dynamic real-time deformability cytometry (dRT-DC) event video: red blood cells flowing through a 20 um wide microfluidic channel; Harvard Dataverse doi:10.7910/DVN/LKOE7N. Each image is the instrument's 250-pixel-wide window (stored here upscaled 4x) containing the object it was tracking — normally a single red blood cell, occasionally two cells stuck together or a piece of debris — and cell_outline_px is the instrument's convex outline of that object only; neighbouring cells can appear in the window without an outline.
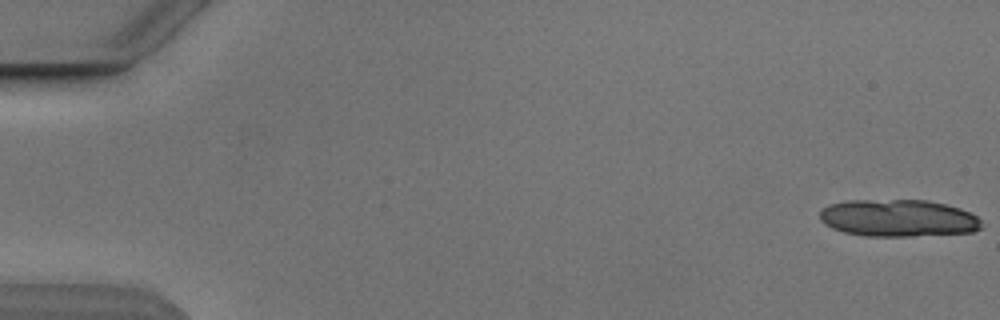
{"species": "Egyptian fruit bat (a non-hibernating species)", "species_latin": "Rousettus aegyptiacus", "temperature_condition": "cold", "stored_images_in_passage": 7, "camera_frame_rate_fps": 3000, "um_per_image_px": 0.085, "animal": {"sex": "male"}, "frame": {"image": 1, "passage_image": 1, "time_ms": 0.0, "image_size_px": [1000, 320], "cell_outline_px": [[980, 228], [972, 232], [912, 236], [864, 236], [844, 232], [832, 228], [824, 224], [820, 220], [820, 212], [828, 204], [848, 200], [924, 200], [944, 204], [960, 208], [976, 216], [980, 220]], "centroid_in_image_um": [76.3, 18.54], "position_along_channel_um": 8.7, "area_um2": 34.97}}
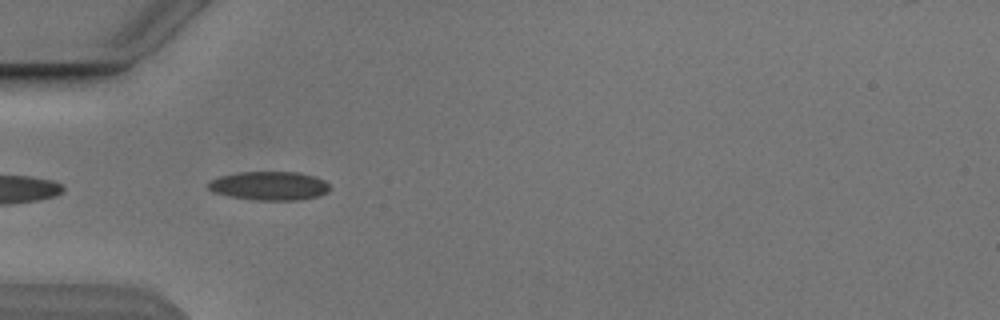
{"frame": {"image": 2, "passage_image": 6, "time_ms": 5.667, "image_size_px": [1000, 320], "cell_outline_px": [[328, 192], [320, 196], [300, 200], [256, 200], [228, 196], [212, 192], [208, 188], [208, 184], [212, 180], [220, 176], [240, 172], [300, 172], [324, 180], [328, 184]], "centroid_in_image_um": [22.89, 15.8], "position_along_channel_um": 62.1, "area_um2": 20.35}}
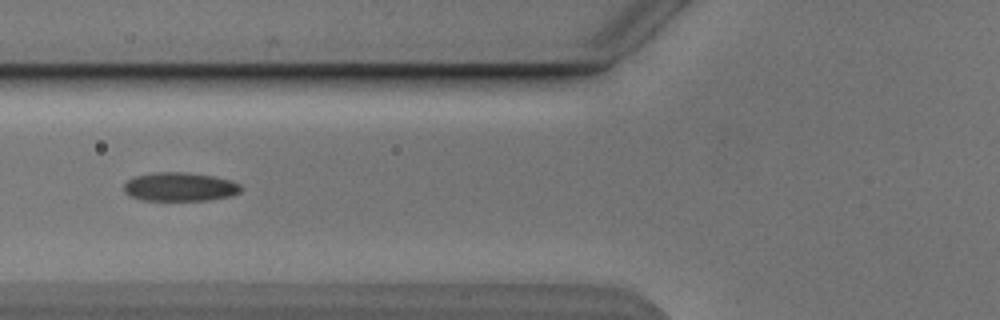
{"frame": {"image": 3, "passage_image": 7, "time_ms": 7.0, "image_size_px": [1000, 320], "cell_outline_px": [[244, 188], [240, 192], [232, 196], [212, 200], [144, 200], [128, 196], [124, 192], [124, 184], [128, 180], [136, 176], [152, 172], [184, 172], [212, 176], [232, 180], [240, 184]], "centroid_in_image_um": [15.32, 15.88], "position_along_channel_um": 110.5, "area_um2": 19.83}}